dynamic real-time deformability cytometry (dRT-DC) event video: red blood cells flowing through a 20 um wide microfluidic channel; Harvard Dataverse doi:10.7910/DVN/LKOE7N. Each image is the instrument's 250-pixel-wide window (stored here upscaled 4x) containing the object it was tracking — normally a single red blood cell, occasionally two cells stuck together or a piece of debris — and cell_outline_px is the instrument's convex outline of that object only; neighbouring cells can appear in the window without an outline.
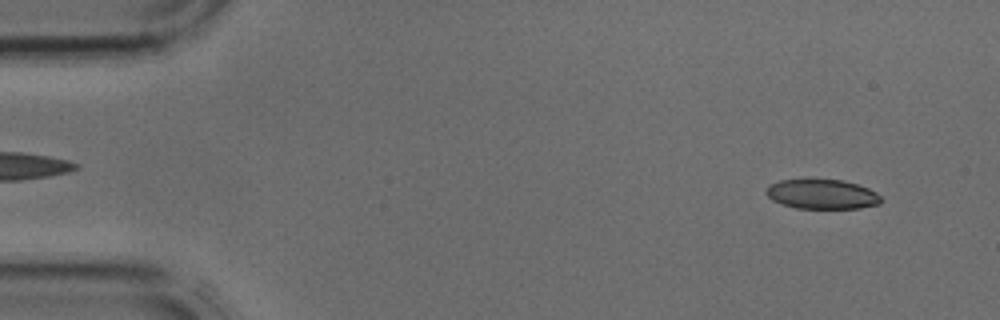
{"species": "common noctule bat (a hibernating species)", "species_latin": "Nyctalus noctula", "temperature_condition": "cold", "stored_images_in_passage": 9, "camera_frame_rate_fps": 3000, "um_per_image_px": 0.085, "animal": {"sex": "male", "body_mass_g": 17.9, "forearm_length_mm": 54.2}, "frame": {"image": 1, "passage_image": 3, "time_ms": 0.667, "image_size_px": [1000, 320], "cell_outline_px": [[884, 200], [880, 204], [860, 208], [796, 208], [780, 204], [772, 200], [764, 192], [768, 184], [780, 180], [844, 180], [868, 188], [876, 192]], "centroid_in_image_um": [69.86, 16.51], "position_along_channel_um": 15.1, "area_um2": 19.94}}